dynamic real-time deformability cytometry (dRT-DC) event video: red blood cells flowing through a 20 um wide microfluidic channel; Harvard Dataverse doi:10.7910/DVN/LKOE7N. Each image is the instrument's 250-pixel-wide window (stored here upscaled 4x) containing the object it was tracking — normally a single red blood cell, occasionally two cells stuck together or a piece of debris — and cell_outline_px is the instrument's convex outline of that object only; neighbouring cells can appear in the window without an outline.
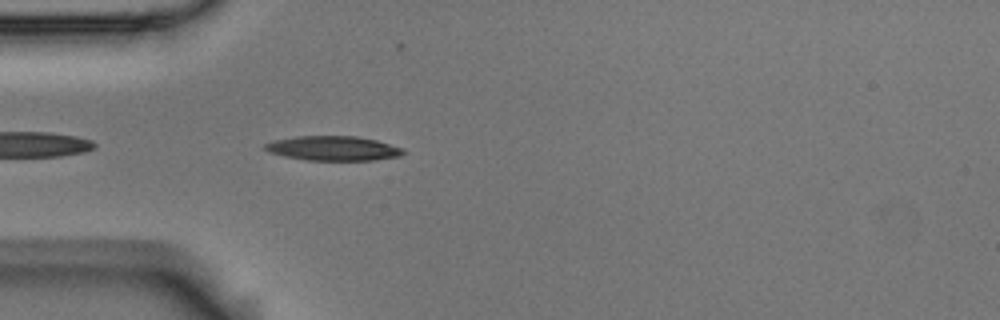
{"species": "Egyptian fruit bat (a non-hibernating species)", "species_latin": "Rousettus aegyptiacus", "temperature_condition": "room temperature", "stored_images_in_passage": 4, "segment_of_instrument_passage": [2, 2], "camera_frame_rate_fps": 3000, "um_per_image_px": 0.085, "animal": {"sex": "male"}, "frame": {"image": 1, "passage_image": 4, "time_ms": 1.0, "image_size_px": [1000, 320], "cell_outline_px": [[404, 152], [400, 156], [376, 160], [308, 160], [284, 156], [268, 152], [264, 148], [264, 144], [272, 140], [296, 136], [356, 136], [376, 140], [404, 148]], "centroid_in_image_um": [28.31, 12.6], "position_along_channel_um": 56.7, "area_um2": 19.83}}